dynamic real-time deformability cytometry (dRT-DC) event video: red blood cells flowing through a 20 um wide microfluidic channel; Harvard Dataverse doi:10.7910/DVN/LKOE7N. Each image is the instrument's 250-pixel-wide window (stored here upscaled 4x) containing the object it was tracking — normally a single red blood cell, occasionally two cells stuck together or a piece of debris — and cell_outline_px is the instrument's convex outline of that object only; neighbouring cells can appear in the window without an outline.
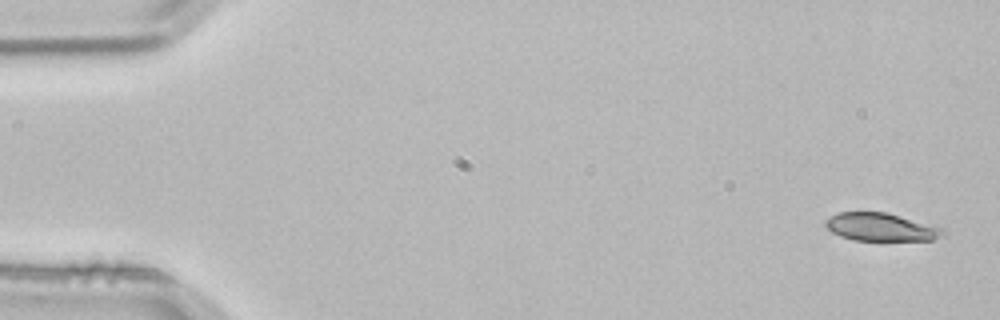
{"species": "common noctule bat (a hibernating species)", "species_latin": "Nyctalus noctula", "temperature_condition": "room temperature", "stored_images_in_passage": 4, "camera_frame_rate_fps": 3000, "um_per_image_px": 0.085, "animal": {"sex": "male", "body_mass_g": 21.5, "forearm_length_mm": 52.0}, "frame": {"image": 1, "passage_image": 4, "time_ms": 1.0, "image_size_px": [1000, 320], "cell_outline_px": [[944, 236], [932, 240], [852, 240], [840, 236], [832, 232], [824, 224], [824, 220], [840, 212], [884, 212], [944, 228]], "centroid_in_image_um": [74.87, 19.31], "position_along_channel_um": 10.1, "area_um2": 18.96}}